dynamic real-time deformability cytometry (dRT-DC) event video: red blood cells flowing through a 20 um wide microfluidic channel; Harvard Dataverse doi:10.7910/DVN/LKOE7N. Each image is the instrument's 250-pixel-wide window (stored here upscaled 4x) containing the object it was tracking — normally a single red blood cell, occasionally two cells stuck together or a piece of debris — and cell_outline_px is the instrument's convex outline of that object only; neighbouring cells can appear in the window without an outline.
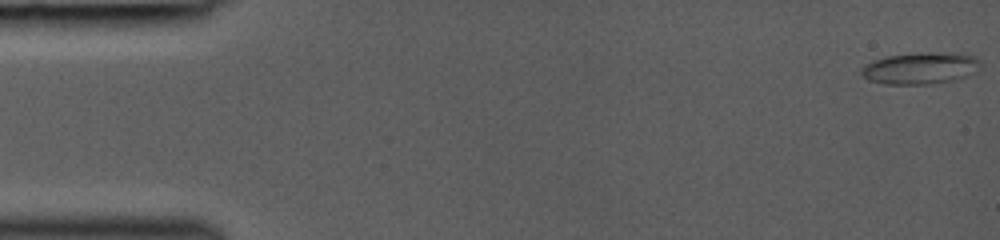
{"species": "common noctule bat (a hibernating species)", "species_latin": "Nyctalus noctula", "temperature_condition": "room temperature", "stored_images_in_passage": 44, "camera_frame_rate_fps": 3000, "um_per_image_px": 0.085, "animal": {"sex": "female", "body_mass_g": 19.0, "forearm_length_mm": 53.3}, "frame": {"image": 1, "passage_image": 1, "time_ms": 0.0, "image_size_px": [1000, 240], "cell_outline_px": [[980, 64], [972, 72], [964, 76], [952, 80], [928, 84], [884, 84], [868, 80], [860, 72], [860, 68], [876, 60], [888, 56], [920, 52], [952, 52], [976, 56], [980, 60]], "centroid_in_image_um": [78.22, 5.78], "position_along_channel_um": 6.8, "area_um2": 21.79}}
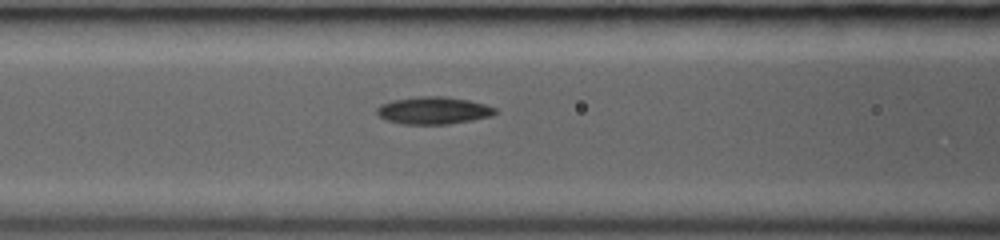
{"frame": {"image": 2, "passage_image": 19, "time_ms": 6.0, "image_size_px": [1000, 240], "cell_outline_px": [[496, 112], [492, 116], [472, 120], [448, 124], [404, 124], [388, 120], [380, 116], [376, 112], [376, 108], [380, 104], [392, 100], [416, 96], [444, 96], [468, 100], [484, 104], [496, 108]], "centroid_in_image_um": [36.83, 9.38], "position_along_channel_um": 129.8, "area_um2": 18.84}}
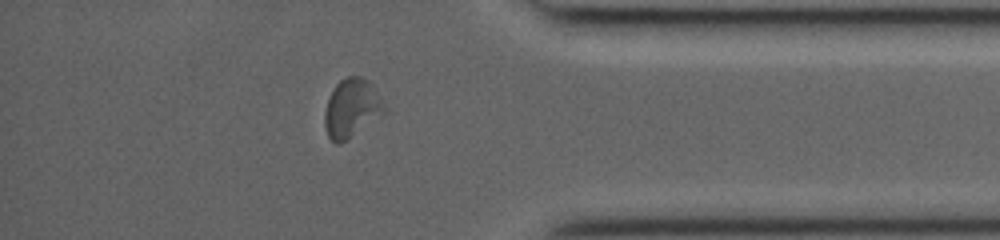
{"frame": {"image": 3, "passage_image": 38, "time_ms": 12.333, "image_size_px": [1000, 240], "cell_outline_px": [[384, 112], [340, 144], [336, 144], [328, 136], [324, 124], [324, 112], [328, 100], [336, 84], [340, 80], [348, 76], [360, 76], [368, 80], [372, 84], [380, 96], [384, 104]], "centroid_in_image_um": [29.86, 9.17], "position_along_channel_um": 405.3, "area_um2": 19.88}}